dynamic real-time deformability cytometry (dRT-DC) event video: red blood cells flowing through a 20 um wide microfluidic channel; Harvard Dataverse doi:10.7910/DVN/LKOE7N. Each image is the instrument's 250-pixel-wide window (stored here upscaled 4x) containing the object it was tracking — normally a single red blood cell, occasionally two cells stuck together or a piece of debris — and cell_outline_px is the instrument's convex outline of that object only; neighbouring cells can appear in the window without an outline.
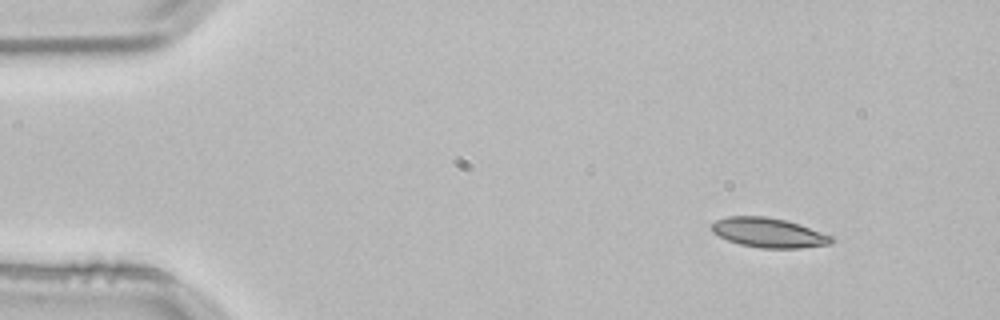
{"species": "common noctule bat (a hibernating species)", "species_latin": "Nyctalus noctula", "temperature_condition": "room temperature", "stored_images_in_passage": 2, "camera_frame_rate_fps": 3000, "um_per_image_px": 0.085, "animal": {"sex": "male", "body_mass_g": 21.5, "forearm_length_mm": 52.0}, "frame": {"image": 1, "passage_image": 1, "time_ms": 0.0, "image_size_px": [1000, 320], "cell_outline_px": [[836, 240], [832, 244], [800, 248], [760, 248], [740, 244], [728, 240], [712, 232], [712, 224], [716, 220], [728, 216], [764, 216], [784, 220], [800, 224], [832, 236]], "centroid_in_image_um": [65.37, 19.78], "position_along_channel_um": 19.6, "area_um2": 20.63}}